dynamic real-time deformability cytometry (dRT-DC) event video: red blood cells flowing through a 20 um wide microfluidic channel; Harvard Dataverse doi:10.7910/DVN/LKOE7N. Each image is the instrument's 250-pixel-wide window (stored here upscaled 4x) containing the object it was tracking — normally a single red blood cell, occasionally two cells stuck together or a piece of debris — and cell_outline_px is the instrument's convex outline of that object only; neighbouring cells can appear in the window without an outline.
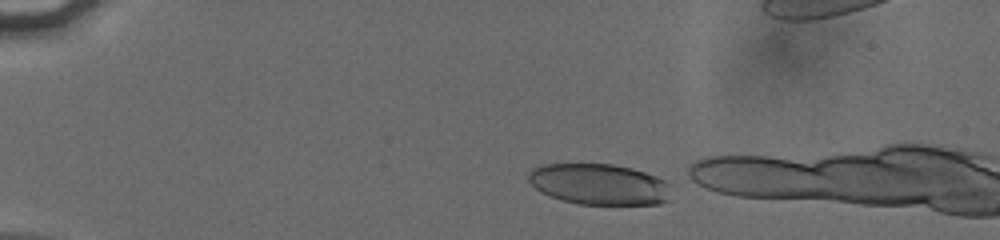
{"species": "human", "species_latin": "Homo sapiens", "temperature_condition": "cold", "stored_images_in_passage": 8, "camera_frame_rate_fps": 3000, "um_per_image_px": 0.085, "donor": {"sex": "male"}, "frame": {"image": 1, "passage_image": 1, "time_ms": 0.0, "image_size_px": [1000, 240], "cell_outline_px": [[672, 200], [660, 204], [580, 204], [564, 200], [540, 192], [528, 180], [528, 172], [532, 168], [544, 164], [612, 164], [632, 168], [656, 176], [672, 184]], "centroid_in_image_um": [51.0, 15.66], "position_along_channel_um": 34.0, "area_um2": 34.39}}